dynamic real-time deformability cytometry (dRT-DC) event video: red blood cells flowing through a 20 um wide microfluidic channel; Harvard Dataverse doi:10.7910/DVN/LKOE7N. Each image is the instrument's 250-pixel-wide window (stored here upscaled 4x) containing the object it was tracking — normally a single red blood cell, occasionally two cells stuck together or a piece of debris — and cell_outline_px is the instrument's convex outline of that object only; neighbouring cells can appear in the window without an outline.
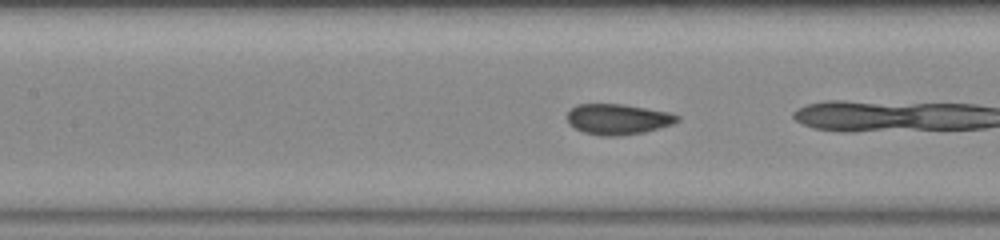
{"species": "common noctule bat (a hibernating species)", "species_latin": "Nyctalus noctula", "temperature_condition": "warm", "stored_images_in_passage": 22, "camera_frame_rate_fps": 3000, "um_per_image_px": 0.085, "animal": {"sex": "female", "body_mass_g": 23.0, "forearm_length_mm": 53.4}, "frame": {"image": 1, "passage_image": 18, "time_ms": 5.667, "image_size_px": [1000, 240], "cell_outline_px": [[680, 120], [672, 124], [644, 132], [620, 136], [600, 136], [584, 132], [568, 124], [568, 112], [576, 104], [624, 104], [668, 112], [680, 116]], "centroid_in_image_um": [52.52, 10.13], "position_along_channel_um": 154.9, "area_um2": 19.59}}
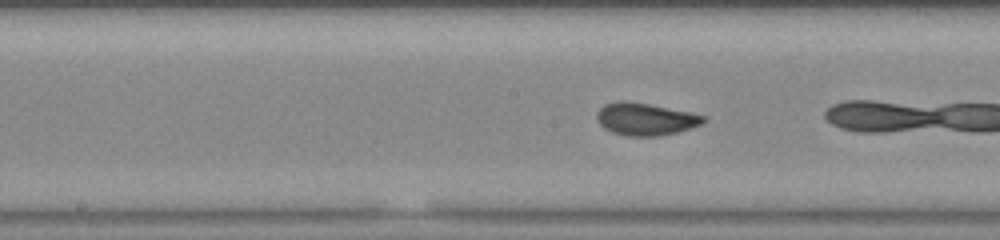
{"frame": {"image": 2, "passage_image": 21, "time_ms": 6.667, "image_size_px": [1000, 240], "cell_outline_px": [[708, 120], [700, 124], [676, 132], [656, 136], [628, 136], [612, 132], [600, 124], [596, 116], [600, 108], [604, 104], [648, 104], [688, 112], [704, 116]], "centroid_in_image_um": [54.89, 10.17], "position_along_channel_um": 193.3, "area_um2": 19.02}}